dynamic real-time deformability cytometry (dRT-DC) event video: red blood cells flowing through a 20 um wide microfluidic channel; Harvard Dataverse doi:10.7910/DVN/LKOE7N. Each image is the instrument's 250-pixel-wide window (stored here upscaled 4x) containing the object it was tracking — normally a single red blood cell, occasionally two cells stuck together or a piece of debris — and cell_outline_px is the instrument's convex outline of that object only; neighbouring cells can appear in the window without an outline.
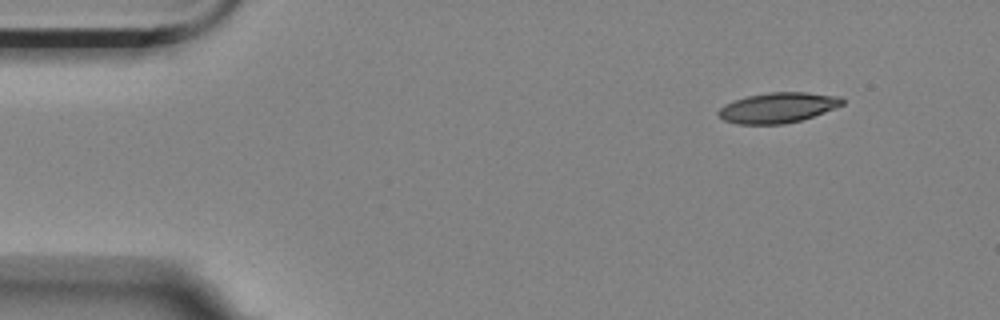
{"species": "Egyptian fruit bat (a non-hibernating species)", "species_latin": "Rousettus aegyptiacus", "temperature_condition": "room temperature", "stored_images_in_passage": 5, "segment_of_instrument_passage": [1, 2], "camera_frame_rate_fps": 3000, "um_per_image_px": 0.085, "animal": {"sex": "female"}, "frame": {"image": 1, "passage_image": 1, "time_ms": 0.0, "image_size_px": [1000, 320], "cell_outline_px": [[844, 104], [836, 108], [800, 120], [784, 124], [736, 124], [724, 120], [716, 112], [724, 104], [748, 96], [768, 92], [804, 92], [840, 96], [844, 100]], "centroid_in_image_um": [66.12, 9.15], "position_along_channel_um": 18.9, "area_um2": 21.79}}